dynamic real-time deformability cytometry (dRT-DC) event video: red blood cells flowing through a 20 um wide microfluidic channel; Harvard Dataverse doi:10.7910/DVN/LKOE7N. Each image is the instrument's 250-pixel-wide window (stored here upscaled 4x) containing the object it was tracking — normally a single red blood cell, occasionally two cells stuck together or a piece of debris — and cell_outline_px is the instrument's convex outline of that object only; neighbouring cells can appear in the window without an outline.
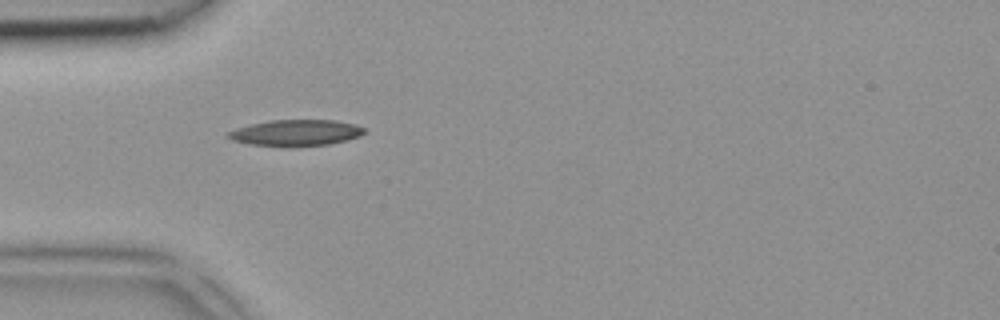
{"species": "common noctule bat (a hibernating species)", "species_latin": "Nyctalus noctula", "temperature_condition": "room temperature", "stored_images_in_passage": 3, "camera_frame_rate_fps": 3000, "um_per_image_px": 0.085, "animal": {"sex": "female", "body_mass_g": 18.4}, "frame": {"image": 1, "passage_image": 1, "time_ms": 0.0, "image_size_px": [1000, 320], "cell_outline_px": [[368, 132], [360, 136], [348, 140], [328, 144], [248, 144], [232, 140], [224, 136], [228, 132], [236, 128], [252, 124], [272, 120], [336, 120], [356, 124], [364, 128]], "centroid_in_image_um": [25.2, 11.25], "position_along_channel_um": 59.8, "area_um2": 20.11}}